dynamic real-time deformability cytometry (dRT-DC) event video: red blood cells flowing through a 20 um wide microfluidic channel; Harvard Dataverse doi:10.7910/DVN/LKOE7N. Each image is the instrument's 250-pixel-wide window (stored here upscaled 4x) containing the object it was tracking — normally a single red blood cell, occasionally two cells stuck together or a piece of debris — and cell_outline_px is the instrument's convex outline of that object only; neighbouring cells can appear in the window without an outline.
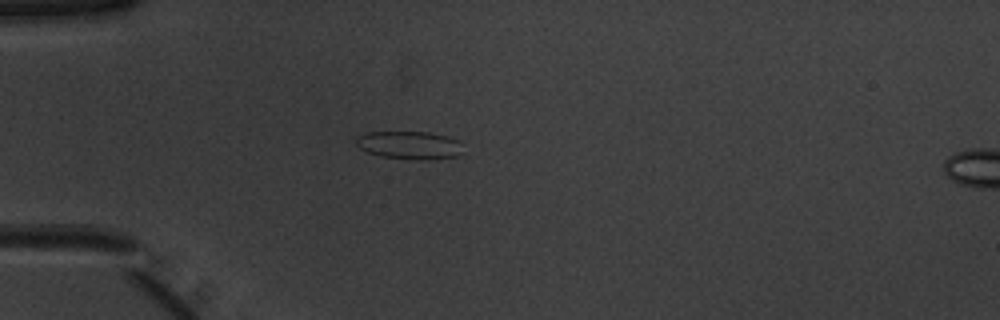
{"species": "common noctule bat (a hibernating species)", "species_latin": "Nyctalus noctula", "temperature_condition": "warm", "stored_images_in_passage": 38, "camera_frame_rate_fps": 3000, "um_per_image_px": 0.085, "animal": {"sex": "male", "body_mass_g": 20.1, "forearm_length_mm": 53.5}, "frame": {"image": 1, "passage_image": 1, "time_ms": 0.0, "image_size_px": [1000, 320], "cell_outline_px": [[460, 140], [456, 156], [428, 160], [416, 160], [380, 156], [368, 152], [360, 148], [352, 140], [356, 136], [368, 132], [428, 132], [448, 136]], "centroid_in_image_um": [34.72, 12.33], "position_along_channel_um": 50.3, "area_um2": 17.4}}
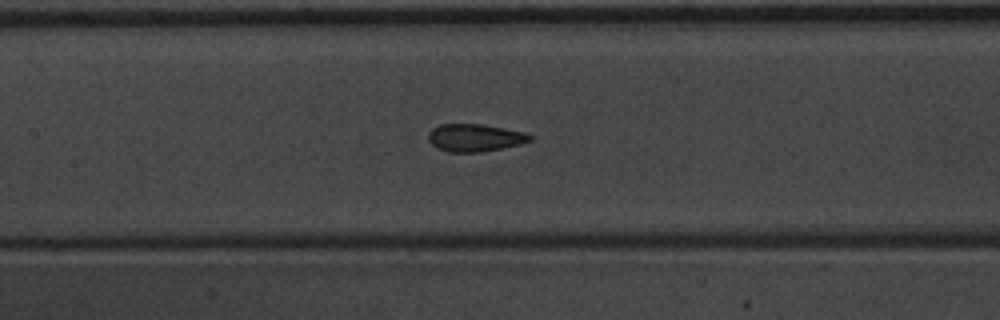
{"frame": {"image": 2, "passage_image": 11, "time_ms": 3.333, "image_size_px": [1000, 320], "cell_outline_px": [[532, 140], [520, 144], [480, 152], [448, 152], [436, 148], [428, 140], [428, 132], [432, 128], [440, 124], [480, 124], [504, 128], [524, 132], [532, 136]], "centroid_in_image_um": [40.32, 11.7], "position_along_channel_um": 167.1, "area_um2": 16.3}}
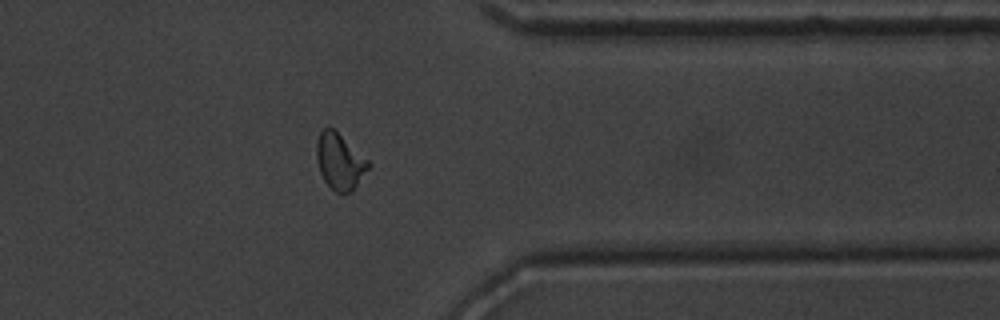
{"frame": {"image": 3, "passage_image": 28, "time_ms": 9.0, "image_size_px": [1000, 320], "cell_outline_px": [[372, 164], [352, 192], [336, 192], [324, 180], [320, 172], [316, 160], [316, 140], [320, 132], [328, 124], [368, 160]], "centroid_in_image_um": [28.86, 13.71], "position_along_channel_um": 382.5, "area_um2": 16.88}, "authors_computed_cell_mechanics": {"area_um2": 16.2418, "velocity_mm_per_s": 3.9463, "shape_relaxation_time_tau1_ms": 5.3617, "shape_relaxation_time_tau2_ms": 0.8738, "deformation_change_tau1": 0.1487, "deformation_change_tau2": 0.0626}}